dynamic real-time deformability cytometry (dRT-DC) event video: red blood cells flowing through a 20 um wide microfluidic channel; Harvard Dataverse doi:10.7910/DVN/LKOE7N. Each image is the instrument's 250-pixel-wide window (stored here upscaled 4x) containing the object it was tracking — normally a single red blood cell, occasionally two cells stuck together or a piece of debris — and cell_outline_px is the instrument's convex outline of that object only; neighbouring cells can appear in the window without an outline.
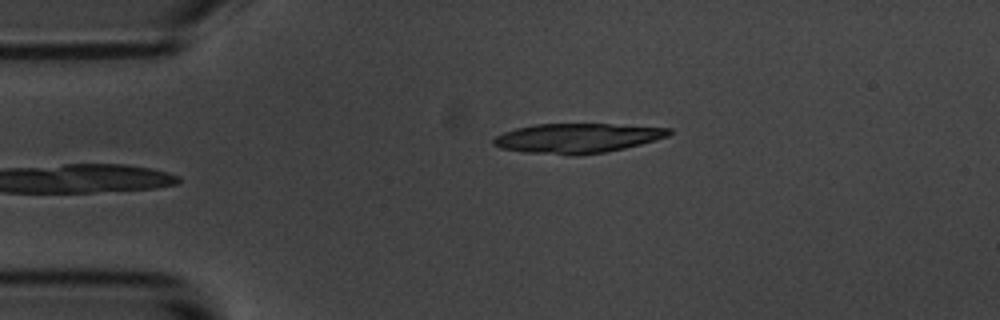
{"species": "common noctule bat (a hibernating species)", "species_latin": "Nyctalus noctula", "temperature_condition": "room temperature", "stored_images_in_passage": 4, "camera_frame_rate_fps": 3000, "um_per_image_px": 0.085, "animal": {"sex": "male", "body_mass_g": 20.1, "forearm_length_mm": 53.5}, "frame": {"image": 1, "passage_image": 4, "time_ms": 3.667, "image_size_px": [1000, 320], "cell_outline_px": [[672, 132], [668, 136], [656, 140], [624, 148], [604, 152], [576, 156], [568, 156], [524, 152], [500, 148], [492, 144], [492, 140], [496, 136], [504, 132], [516, 128], [536, 124], [608, 124], [672, 128]], "centroid_in_image_um": [49.04, 11.75], "position_along_channel_um": 36.0, "area_um2": 30.4}}